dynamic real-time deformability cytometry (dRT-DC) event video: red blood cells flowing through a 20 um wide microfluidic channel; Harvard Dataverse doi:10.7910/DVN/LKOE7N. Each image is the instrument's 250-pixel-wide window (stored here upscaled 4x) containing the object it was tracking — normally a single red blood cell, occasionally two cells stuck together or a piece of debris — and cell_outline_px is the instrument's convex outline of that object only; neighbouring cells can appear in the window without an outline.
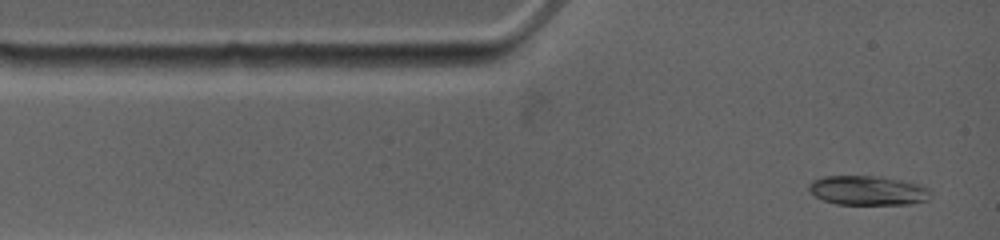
{"species": "common noctule bat (a hibernating species)", "species_latin": "Nyctalus noctula", "temperature_condition": "warm", "stored_images_in_passage": 2, "camera_frame_rate_fps": 4500, "um_per_image_px": 0.085, "animal": {"sex": "female", "body_mass_g": 19.0, "forearm_length_mm": 53.3}, "frame": {"image": 1, "passage_image": 2, "time_ms": 0.444, "image_size_px": [1000, 240], "cell_outline_px": [[928, 200], [908, 204], [836, 204], [824, 200], [816, 196], [808, 188], [808, 184], [812, 180], [824, 176], [880, 176], [908, 180], [920, 184], [928, 188]], "centroid_in_image_um": [73.77, 16.17], "position_along_channel_um": 11.2, "area_um2": 20.92}}